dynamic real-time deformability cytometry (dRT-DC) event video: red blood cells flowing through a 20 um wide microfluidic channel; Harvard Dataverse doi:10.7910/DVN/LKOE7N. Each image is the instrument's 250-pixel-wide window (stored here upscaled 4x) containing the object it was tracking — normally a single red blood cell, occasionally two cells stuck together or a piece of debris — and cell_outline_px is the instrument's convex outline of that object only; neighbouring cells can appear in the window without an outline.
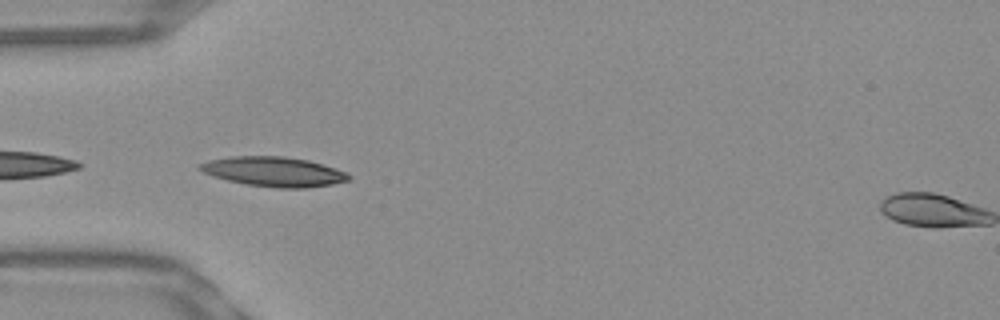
{"species": "Egyptian fruit bat (a non-hibernating species)", "species_latin": "Rousettus aegyptiacus", "temperature_condition": "warm", "stored_images_in_passage": 23, "camera_frame_rate_fps": 3000, "um_per_image_px": 0.085, "frame": {"image": 1, "passage_image": 1, "time_ms": 0.0, "image_size_px": [1000, 320], "cell_outline_px": [[352, 176], [348, 180], [332, 184], [308, 188], [276, 188], [248, 184], [228, 180], [212, 176], [196, 168], [196, 164], [208, 160], [232, 156], [284, 156], [308, 160], [324, 164], [348, 172]], "centroid_in_image_um": [23.27, 14.58], "position_along_channel_um": 61.7, "area_um2": 25.95}}
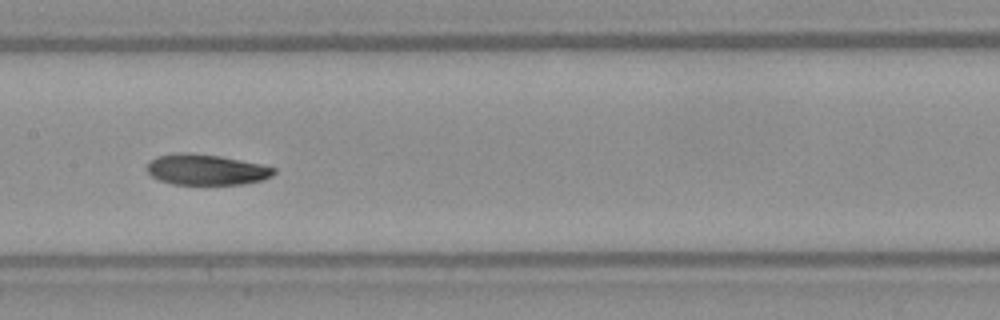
{"frame": {"image": 2, "passage_image": 11, "time_ms": 3.333, "image_size_px": [1000, 320], "cell_outline_px": [[276, 172], [272, 176], [260, 180], [244, 184], [172, 184], [160, 180], [152, 176], [148, 172], [148, 160], [156, 156], [180, 152], [188, 152], [220, 156], [260, 164], [276, 168]], "centroid_in_image_um": [17.51, 14.41], "position_along_channel_um": 189.9, "area_um2": 22.66}}
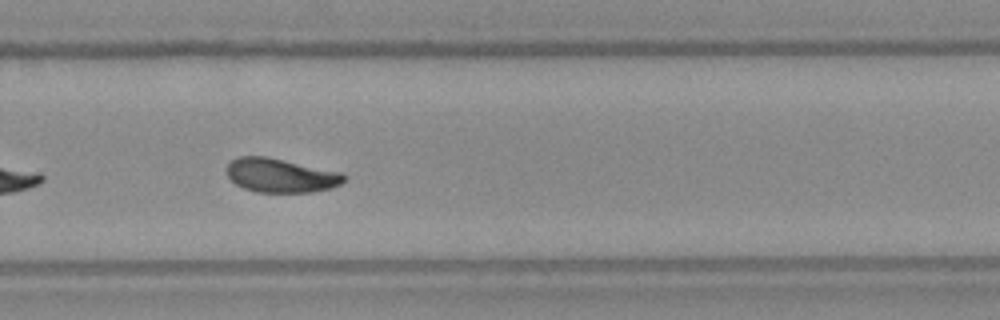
{"frame": {"image": 3, "passage_image": 20, "time_ms": 6.333, "image_size_px": [1000, 320], "cell_outline_px": [[348, 176], [340, 184], [332, 188], [312, 192], [256, 192], [244, 188], [236, 184], [228, 176], [228, 164], [236, 156], [268, 156], [344, 172]], "centroid_in_image_um": [23.92, 14.9], "position_along_channel_um": 305.9, "area_um2": 23.52}}